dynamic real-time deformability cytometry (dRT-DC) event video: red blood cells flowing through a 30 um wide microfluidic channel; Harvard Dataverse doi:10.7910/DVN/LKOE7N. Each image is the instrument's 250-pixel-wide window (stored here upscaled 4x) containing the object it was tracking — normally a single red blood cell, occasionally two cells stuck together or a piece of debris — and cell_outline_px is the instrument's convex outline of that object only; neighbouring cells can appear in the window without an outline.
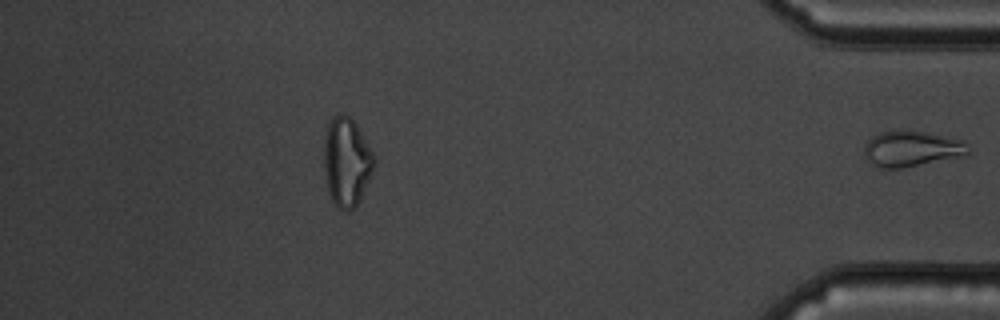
{"species": "common noctule bat (a hibernating species)", "species_latin": "Nyctalus noctula", "temperature_condition": "cold", "stored_images_in_passage": 53, "segment_of_instrument_passage": [2, 2], "camera_frame_rate_fps": 3000, "um_per_image_px": 0.085, "animal": {"sex": "male", "body_mass_g": 19.5, "forearm_length_mm": 54.6}, "frame": {"image": 1, "passage_image": 53, "time_ms": 17.333, "image_size_px": [1000, 320], "cell_outline_px": [[972, 152], [960, 156], [900, 168], [880, 168], [872, 164], [864, 156], [864, 144], [876, 132], [924, 132], [948, 136], [964, 140]], "centroid_in_image_um": [77.48, 12.65], "position_along_channel_um": 357.7, "area_um2": 21.33}}